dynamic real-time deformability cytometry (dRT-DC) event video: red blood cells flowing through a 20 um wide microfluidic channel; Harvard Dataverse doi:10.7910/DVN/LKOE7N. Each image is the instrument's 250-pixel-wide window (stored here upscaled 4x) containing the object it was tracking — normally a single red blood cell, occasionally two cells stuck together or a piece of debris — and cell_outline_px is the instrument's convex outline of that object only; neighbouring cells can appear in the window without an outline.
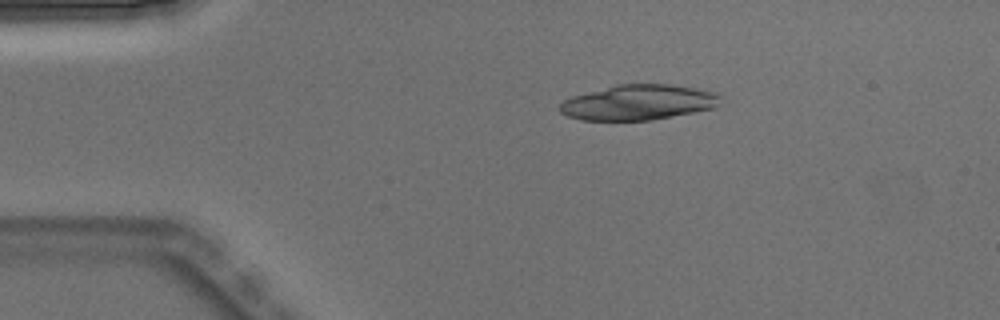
{"species": "Egyptian fruit bat (a non-hibernating species)", "species_latin": "Rousettus aegyptiacus", "temperature_condition": "warm", "stored_images_in_passage": 4, "camera_frame_rate_fps": 3000, "um_per_image_px": 0.085, "animal": {"sex": "male"}, "frame": {"image": 1, "passage_image": 3, "time_ms": 0.667, "image_size_px": [1000, 320], "cell_outline_px": [[724, 96], [720, 104], [716, 108], [652, 120], [580, 120], [568, 116], [560, 112], [560, 104], [564, 100], [572, 96], [616, 84], [672, 84], [716, 92]], "centroid_in_image_um": [54.32, 8.7], "position_along_channel_um": 30.7, "area_um2": 33.29}}